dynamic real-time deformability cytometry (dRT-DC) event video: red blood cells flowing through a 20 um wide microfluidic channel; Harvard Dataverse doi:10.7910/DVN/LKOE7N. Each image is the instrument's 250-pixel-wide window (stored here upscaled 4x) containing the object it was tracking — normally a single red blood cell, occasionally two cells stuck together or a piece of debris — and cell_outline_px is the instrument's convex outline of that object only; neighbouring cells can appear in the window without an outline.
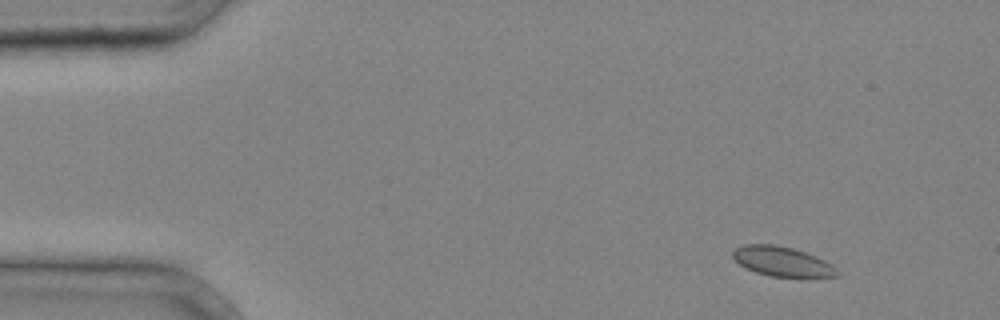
{"species": "common noctule bat (a hibernating species)", "species_latin": "Nyctalus noctula", "temperature_condition": "cold", "stored_images_in_passage": 3, "camera_frame_rate_fps": 3000, "um_per_image_px": 0.085, "animal": {"sex": "male", "body_mass_g": 20.4}, "frame": {"image": 1, "passage_image": 1, "time_ms": 0.0, "image_size_px": [1000, 320], "cell_outline_px": [[840, 276], [768, 276], [744, 268], [732, 256], [732, 252], [736, 248], [744, 244], [772, 244], [792, 248], [816, 256], [832, 264]], "centroid_in_image_um": [66.44, 22.21], "position_along_channel_um": 18.6, "area_um2": 17.74}}
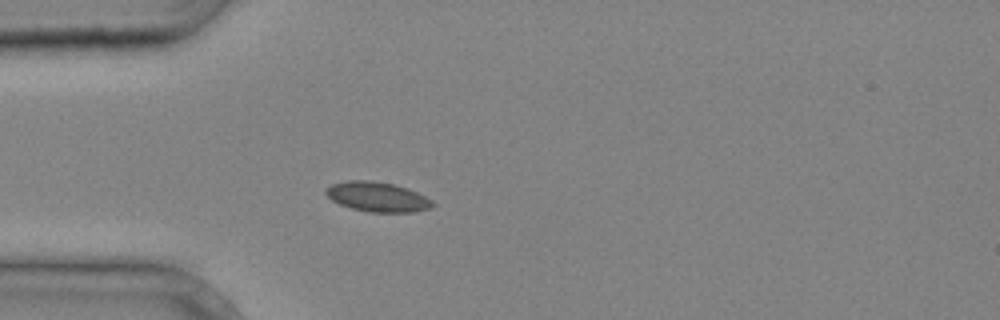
{"frame": {"image": 2, "passage_image": 3, "time_ms": 0.667, "image_size_px": [1000, 320], "cell_outline_px": [[436, 204], [432, 208], [412, 212], [368, 212], [352, 208], [340, 204], [332, 200], [324, 192], [324, 188], [332, 184], [348, 180], [368, 180], [392, 184], [408, 188], [432, 200]], "centroid_in_image_um": [32.08, 16.73], "position_along_channel_um": 52.9, "area_um2": 18.5}}